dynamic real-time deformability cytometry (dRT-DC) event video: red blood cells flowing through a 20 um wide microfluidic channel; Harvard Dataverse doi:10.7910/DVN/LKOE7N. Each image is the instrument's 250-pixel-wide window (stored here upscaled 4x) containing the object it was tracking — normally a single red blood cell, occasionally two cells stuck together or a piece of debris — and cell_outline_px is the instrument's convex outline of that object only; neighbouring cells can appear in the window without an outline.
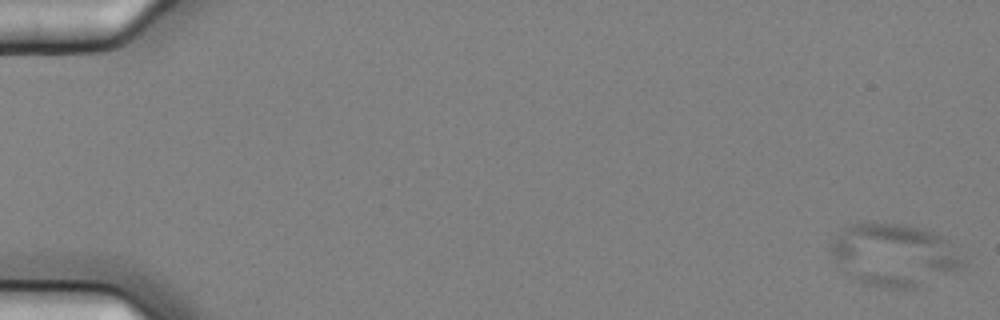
{"species": "common noctule bat (a hibernating species)", "species_latin": "Nyctalus noctula", "temperature_condition": "cold", "stored_images_in_passage": 7, "camera_frame_rate_fps": 3000, "um_per_image_px": 0.085, "animal": {"sex": "female", "body_mass_g": 25.1}, "frame": {"image": 1, "passage_image": 2, "time_ms": 0.333, "image_size_px": [1000, 320], "cell_outline_px": [[968, 260], [964, 268], [956, 272], [916, 288], [880, 288], [864, 284], [836, 268], [832, 256], [832, 244], [844, 228], [852, 224], [904, 224], [920, 228], [944, 236]], "centroid_in_image_um": [76.08, 21.71], "position_along_channel_um": 8.9, "area_um2": 48.49}}
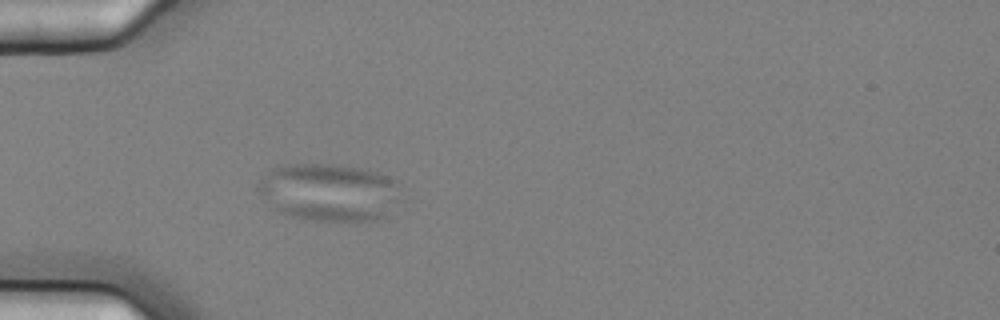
{"frame": {"image": 2, "passage_image": 7, "time_ms": 2.0, "image_size_px": [1000, 320], "cell_outline_px": [[404, 200], [388, 216], [380, 220], [312, 220], [280, 212], [264, 200], [256, 188], [256, 184], [272, 168], [284, 164], [328, 164], [368, 168], [388, 176], [396, 180]], "centroid_in_image_um": [28.07, 16.33], "position_along_channel_um": 56.9, "area_um2": 48.73}}